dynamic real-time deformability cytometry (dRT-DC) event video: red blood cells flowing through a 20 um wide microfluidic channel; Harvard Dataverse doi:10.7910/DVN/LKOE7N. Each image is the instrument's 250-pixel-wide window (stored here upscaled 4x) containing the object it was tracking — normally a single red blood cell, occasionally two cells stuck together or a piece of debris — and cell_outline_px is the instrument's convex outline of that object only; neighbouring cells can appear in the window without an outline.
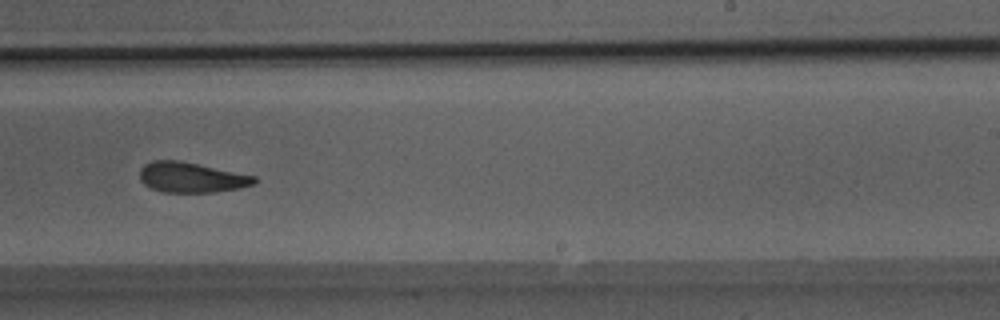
{"species": "Egyptian fruit bat (a non-hibernating species)", "species_latin": "Rousettus aegyptiacus", "temperature_condition": "room temperature", "stored_images_in_passage": 40, "camera_frame_rate_fps": 3000, "um_per_image_px": 0.085, "animal": {"sex": "male"}, "frame": {"image": 1, "passage_image": 23, "time_ms": 7.333, "image_size_px": [1000, 320], "cell_outline_px": [[256, 184], [240, 188], [216, 192], [164, 192], [152, 188], [144, 184], [140, 180], [140, 168], [144, 164], [152, 160], [180, 160], [256, 176]], "centroid_in_image_um": [16.27, 15.07], "position_along_channel_um": 272.7, "area_um2": 20.29}}
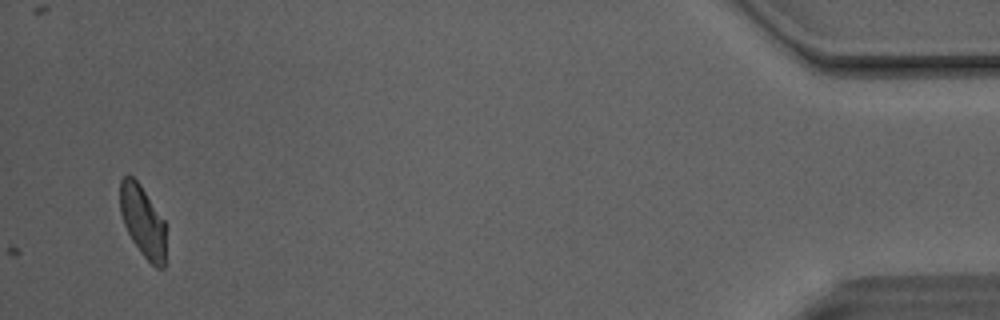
{"frame": {"image": 2, "passage_image": 40, "time_ms": 13.0, "image_size_px": [1000, 320], "cell_outline_px": [[164, 268], [156, 268], [140, 252], [132, 240], [124, 224], [120, 212], [120, 180], [124, 176], [132, 176], [140, 184], [164, 220]], "centroid_in_image_um": [12.11, 18.79], "position_along_channel_um": 423.1, "area_um2": 18.73}, "authors_computed_cell_mechanics": {"area_um2": 20.519, "velocity_mm_per_s": 4.0927, "shape_relaxation_time_tau1_ms": 6.2548, "shape_relaxation_time_tau2_ms": 5.9004, "deformation_change_tau1": 0.1491, "deformation_change_tau2": 0.1548}}